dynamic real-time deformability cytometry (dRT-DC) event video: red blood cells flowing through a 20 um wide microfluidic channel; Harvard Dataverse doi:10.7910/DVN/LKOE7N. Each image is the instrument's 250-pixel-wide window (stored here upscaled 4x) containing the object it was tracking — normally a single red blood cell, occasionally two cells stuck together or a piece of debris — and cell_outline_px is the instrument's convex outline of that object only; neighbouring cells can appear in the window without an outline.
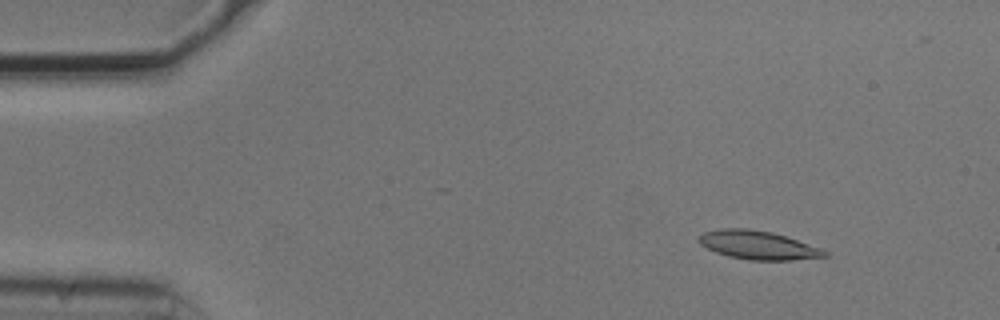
{"species": "common noctule bat (a hibernating species)", "species_latin": "Nyctalus noctula", "temperature_condition": "cold", "stored_images_in_passage": 36, "camera_frame_rate_fps": 3000, "um_per_image_px": 0.085, "animal": {"sex": "male", "body_mass_g": 20.5, "forearm_length_mm": 52.5}, "frame": {"image": 1, "passage_image": 7, "time_ms": 2.0, "image_size_px": [1000, 320], "cell_outline_px": [[828, 256], [792, 260], [748, 260], [728, 256], [716, 252], [700, 244], [700, 236], [704, 232], [720, 228], [748, 228], [772, 232], [820, 248], [828, 252]], "centroid_in_image_um": [64.42, 20.83], "position_along_channel_um": 20.6, "area_um2": 20.69}}
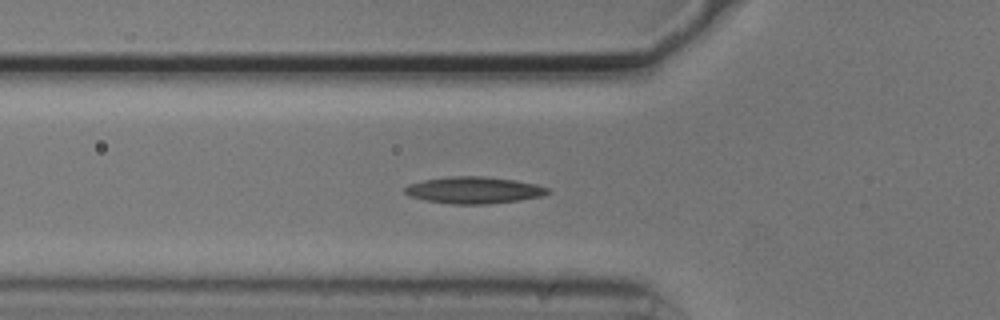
{"frame": {"image": 2, "passage_image": 19, "time_ms": 6.0, "image_size_px": [1000, 320], "cell_outline_px": [[552, 192], [540, 196], [520, 200], [488, 204], [452, 204], [424, 200], [408, 196], [404, 192], [404, 188], [408, 184], [424, 180], [452, 176], [484, 176], [516, 180], [536, 184], [548, 188]], "centroid_in_image_um": [40.27, 16.16], "position_along_channel_um": 85.5, "area_um2": 22.37}}
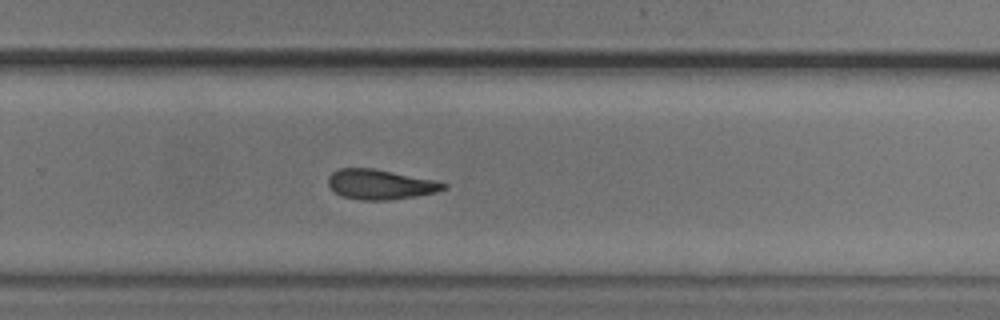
{"frame": {"image": 3, "passage_image": 36, "time_ms": 11.667, "image_size_px": [1000, 320], "cell_outline_px": [[448, 188], [436, 192], [416, 196], [388, 200], [360, 200], [340, 196], [328, 184], [328, 176], [332, 172], [340, 168], [372, 168], [436, 180], [448, 184]], "centroid_in_image_um": [32.34, 15.67], "position_along_channel_um": 297.5, "area_um2": 20.17}}